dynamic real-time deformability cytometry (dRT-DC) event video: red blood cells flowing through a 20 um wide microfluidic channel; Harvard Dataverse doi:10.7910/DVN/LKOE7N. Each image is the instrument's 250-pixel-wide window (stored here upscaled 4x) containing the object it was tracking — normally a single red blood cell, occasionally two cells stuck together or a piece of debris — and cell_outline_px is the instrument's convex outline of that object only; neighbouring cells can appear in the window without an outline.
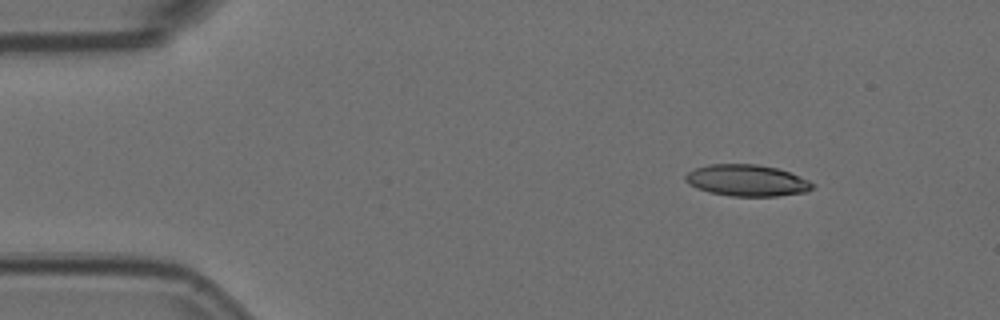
{"species": "Egyptian fruit bat (a non-hibernating species)", "species_latin": "Rousettus aegyptiacus", "temperature_condition": "room temperature", "stored_images_in_passage": 6, "camera_frame_rate_fps": 3000, "um_per_image_px": 0.085, "animal": {"sex": "female"}, "frame": {"image": 1, "passage_image": 2, "time_ms": 0.333, "image_size_px": [1000, 320], "cell_outline_px": [[816, 184], [808, 192], [776, 196], [732, 196], [708, 192], [696, 188], [688, 184], [684, 180], [684, 176], [688, 172], [696, 168], [708, 164], [756, 164], [776, 168], [788, 172], [808, 180]], "centroid_in_image_um": [63.46, 15.34], "position_along_channel_um": 21.5, "area_um2": 23.35}}
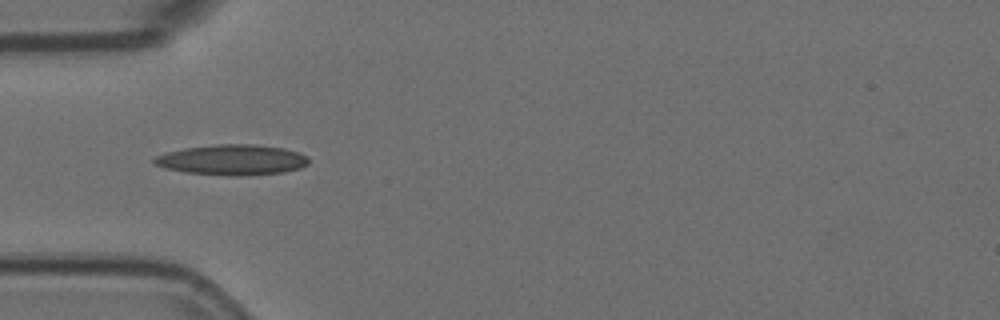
{"frame": {"image": 2, "passage_image": 5, "time_ms": 1.333, "image_size_px": [1000, 320], "cell_outline_px": [[308, 164], [300, 168], [284, 172], [248, 176], [228, 176], [184, 172], [164, 168], [156, 164], [152, 160], [156, 156], [164, 152], [184, 148], [216, 144], [256, 144], [284, 148], [300, 152], [308, 156]], "centroid_in_image_um": [19.75, 13.59], "position_along_channel_um": 65.3, "area_um2": 27.8}}
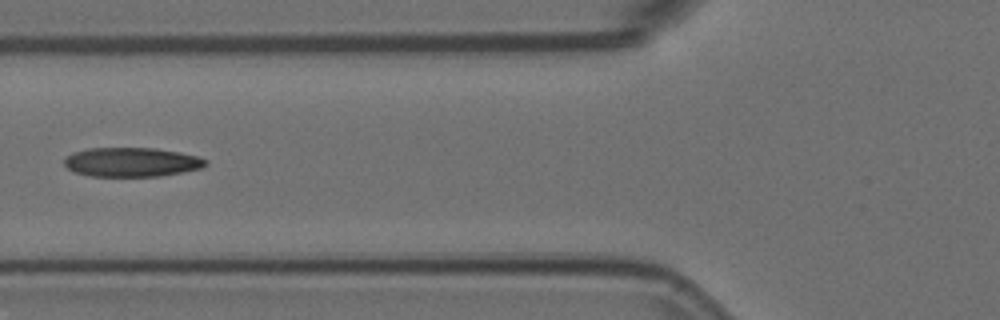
{"frame": {"image": 3, "passage_image": 6, "time_ms": 1.667, "image_size_px": [1000, 320], "cell_outline_px": [[208, 164], [200, 168], [160, 176], [92, 176], [76, 172], [68, 168], [64, 164], [64, 160], [72, 152], [88, 148], [156, 148], [180, 152], [196, 156], [208, 160]], "centroid_in_image_um": [11.19, 13.77], "position_along_channel_um": 114.6, "area_um2": 23.93}}